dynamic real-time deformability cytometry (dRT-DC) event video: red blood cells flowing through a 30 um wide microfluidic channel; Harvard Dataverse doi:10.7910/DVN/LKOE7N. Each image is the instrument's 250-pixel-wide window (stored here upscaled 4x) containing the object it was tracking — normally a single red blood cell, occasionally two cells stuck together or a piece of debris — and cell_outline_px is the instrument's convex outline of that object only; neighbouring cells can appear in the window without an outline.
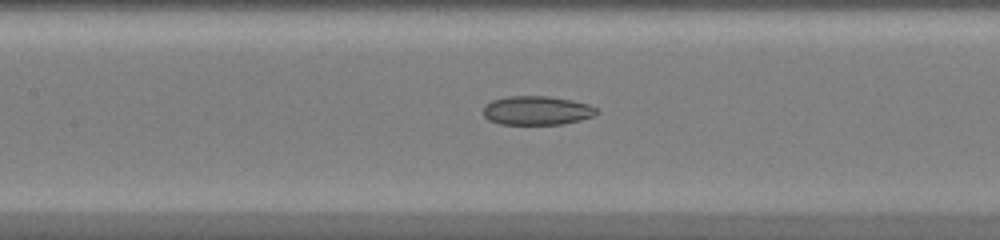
{"species": "common noctule bat (a hibernating species)", "species_latin": "Nyctalus noctula", "temperature_condition": "warm", "stored_images_in_passage": 45, "camera_frame_rate_fps": 3000, "um_per_image_px": 0.085, "animal": {"sex": "female", "body_mass_g": 20.0, "forearm_length_mm": 54.0}, "frame": {"image": 1, "passage_image": 22, "time_ms": 7.0, "image_size_px": [1000, 240], "cell_outline_px": [[600, 112], [596, 116], [564, 124], [500, 124], [488, 120], [484, 116], [484, 104], [492, 100], [508, 96], [548, 96], [572, 100], [588, 104], [596, 108]], "centroid_in_image_um": [45.65, 9.39], "position_along_channel_um": 161.7, "area_um2": 19.31}}
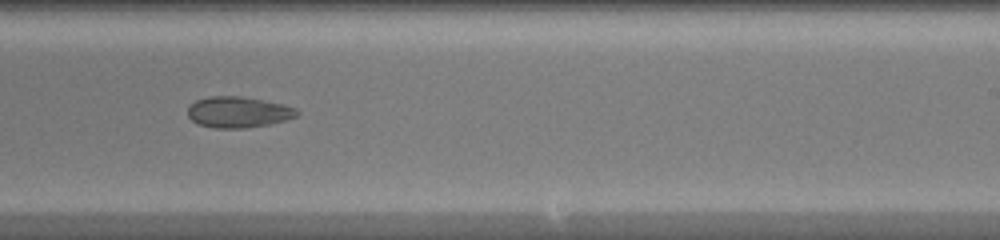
{"frame": {"image": 2, "passage_image": 29, "time_ms": 9.333, "image_size_px": [1000, 240], "cell_outline_px": [[300, 112], [296, 116], [284, 120], [268, 124], [244, 128], [212, 128], [196, 124], [188, 116], [188, 108], [196, 100], [208, 96], [240, 96], [264, 100], [296, 108]], "centroid_in_image_um": [20.21, 9.53], "position_along_channel_um": 268.8, "area_um2": 19.65}}
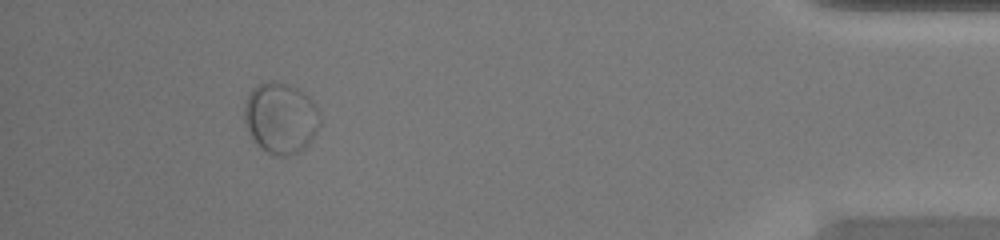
{"frame": {"image": 3, "passage_image": 42, "time_ms": 13.667, "image_size_px": [1000, 240], "cell_outline_px": [[320, 124], [312, 140], [304, 148], [288, 156], [276, 156], [260, 148], [252, 140], [244, 120], [244, 104], [252, 88], [260, 84], [272, 80], [288, 84], [304, 92], [316, 104], [320, 112]], "centroid_in_image_um": [23.86, 10.03], "position_along_channel_um": 411.3, "area_um2": 31.56}}